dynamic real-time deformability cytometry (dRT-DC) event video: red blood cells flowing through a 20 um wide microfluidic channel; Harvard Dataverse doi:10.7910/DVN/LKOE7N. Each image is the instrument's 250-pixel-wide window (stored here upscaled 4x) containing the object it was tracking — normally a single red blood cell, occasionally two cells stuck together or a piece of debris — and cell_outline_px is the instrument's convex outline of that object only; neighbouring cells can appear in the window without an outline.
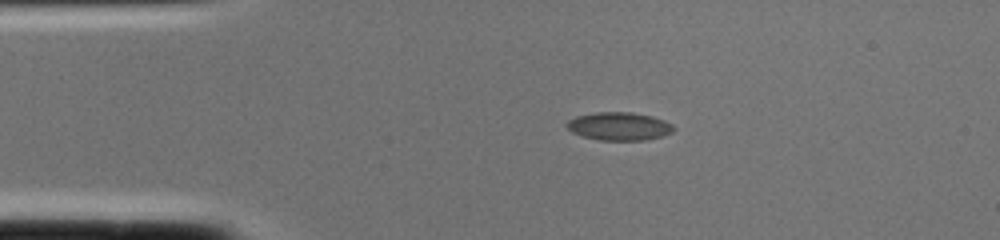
{"species": "common noctule bat (a hibernating species)", "species_latin": "Nyctalus noctula", "temperature_condition": "cold", "stored_images_in_passage": 1, "camera_frame_rate_fps": 3000, "um_per_image_px": 0.085, "animal": {"sex": "female", "body_mass_g": 22.0, "forearm_length_mm": 56.7}, "frame": {"image": 1, "passage_image": 1, "time_ms": 0.0, "image_size_px": [1000, 240], "cell_outline_px": [[676, 128], [672, 132], [664, 136], [644, 140], [600, 140], [584, 136], [572, 132], [564, 124], [568, 120], [576, 116], [596, 112], [632, 112], [652, 116], [664, 120], [672, 124]], "centroid_in_image_um": [52.64, 10.73], "position_along_channel_um": 32.4, "area_um2": 17.57}}